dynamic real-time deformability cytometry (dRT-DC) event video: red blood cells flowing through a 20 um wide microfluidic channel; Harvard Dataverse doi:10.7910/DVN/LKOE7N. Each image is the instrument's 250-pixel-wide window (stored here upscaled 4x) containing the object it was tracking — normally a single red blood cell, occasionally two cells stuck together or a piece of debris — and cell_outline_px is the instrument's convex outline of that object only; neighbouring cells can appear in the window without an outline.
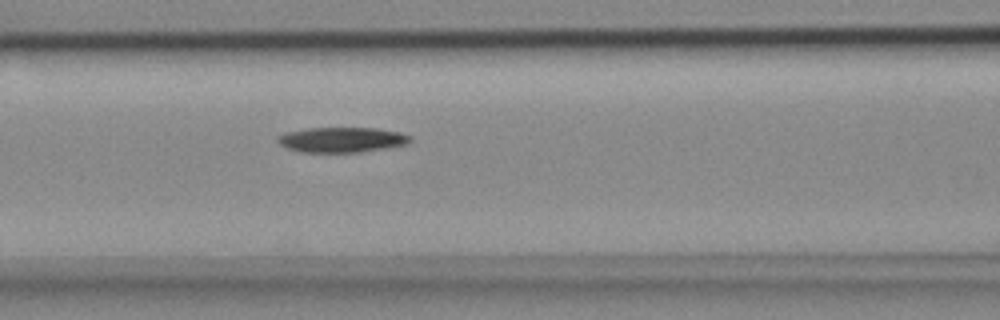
{"species": "common noctule bat (a hibernating species)", "species_latin": "Nyctalus noctula", "temperature_condition": "cold", "stored_images_in_passage": 6, "segment_of_instrument_passage": [1, 2], "camera_frame_rate_fps": 3000, "um_per_image_px": 0.085, "animal": {"sex": "female", "body_mass_g": 18.4}, "frame": {"image": 1, "passage_image": 5, "time_ms": 1.333, "image_size_px": [1000, 320], "cell_outline_px": [[412, 140], [408, 144], [360, 152], [300, 152], [288, 148], [280, 144], [276, 140], [276, 136], [288, 132], [308, 128], [376, 128], [400, 132], [412, 136]], "centroid_in_image_um": [29.07, 11.87], "position_along_channel_um": 137.5, "area_um2": 19.42}}